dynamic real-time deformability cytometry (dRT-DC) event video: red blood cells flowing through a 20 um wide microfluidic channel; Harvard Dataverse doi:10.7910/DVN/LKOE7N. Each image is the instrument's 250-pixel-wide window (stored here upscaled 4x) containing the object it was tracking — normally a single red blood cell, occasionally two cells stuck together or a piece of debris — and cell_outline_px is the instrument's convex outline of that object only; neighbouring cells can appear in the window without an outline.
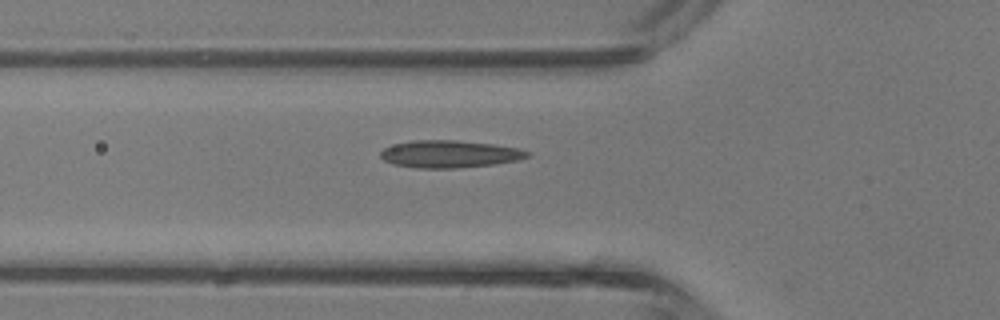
{"species": "common noctule bat (a hibernating species)", "species_latin": "Nyctalus noctula", "temperature_condition": "room temperature", "stored_images_in_passage": 23, "camera_frame_rate_fps": 3000, "um_per_image_px": 0.085, "animal": {"sex": "male", "body_mass_g": 13.3}, "frame": {"image": 1, "passage_image": 5, "time_ms": 1.333, "image_size_px": [1000, 320], "cell_outline_px": [[528, 156], [520, 160], [492, 164], [456, 168], [416, 168], [392, 164], [384, 160], [380, 156], [380, 152], [384, 148], [396, 144], [412, 140], [456, 140], [492, 144], [520, 148], [528, 152]], "centroid_in_image_um": [38.19, 13.09], "position_along_channel_um": 87.6, "area_um2": 23.29}}
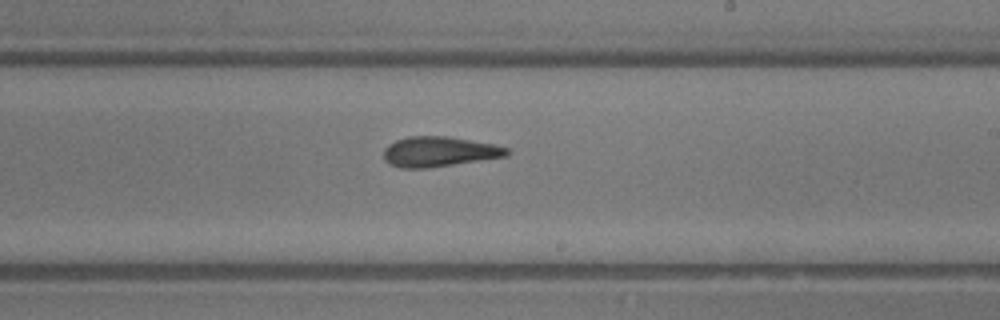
{"frame": {"image": 2, "passage_image": 15, "time_ms": 4.667, "image_size_px": [1000, 320], "cell_outline_px": [[512, 152], [508, 156], [428, 168], [400, 168], [388, 164], [384, 160], [384, 148], [388, 144], [396, 140], [408, 136], [448, 136], [496, 144], [508, 148]], "centroid_in_image_um": [37.34, 12.89], "position_along_channel_um": 251.7, "area_um2": 21.91}}
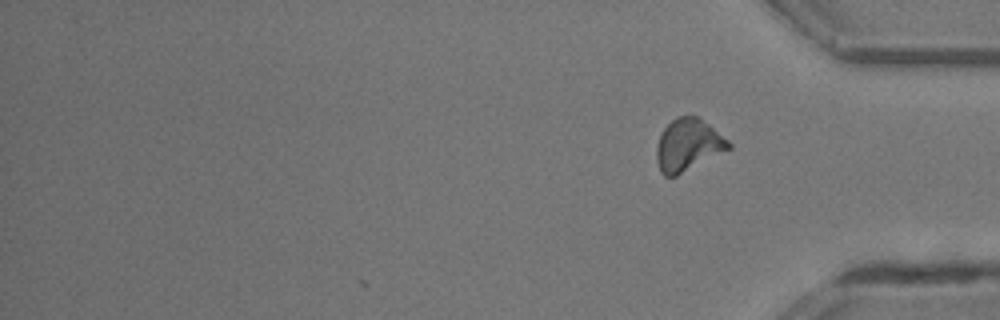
{"frame": {"image": 3, "passage_image": 23, "time_ms": 7.333, "image_size_px": [1000, 320], "cell_outline_px": [[732, 148], [676, 176], [664, 176], [660, 172], [656, 160], [656, 148], [660, 136], [664, 128], [676, 116], [696, 116], [708, 124], [728, 140], [732, 144]], "centroid_in_image_um": [58.48, 12.34], "position_along_channel_um": 376.7, "area_um2": 21.79}, "authors_computed_cell_mechanics": {"area_um2": 22.0796, "velocity_mm_per_s": 4.9041, "shape_relaxation_time_tau1_ms": 5.2365, "shape_relaxation_time_tau2_ms": 1.5855, "deformation_change_tau1": 0.1531, "deformation_change_tau2": 0.0745}}